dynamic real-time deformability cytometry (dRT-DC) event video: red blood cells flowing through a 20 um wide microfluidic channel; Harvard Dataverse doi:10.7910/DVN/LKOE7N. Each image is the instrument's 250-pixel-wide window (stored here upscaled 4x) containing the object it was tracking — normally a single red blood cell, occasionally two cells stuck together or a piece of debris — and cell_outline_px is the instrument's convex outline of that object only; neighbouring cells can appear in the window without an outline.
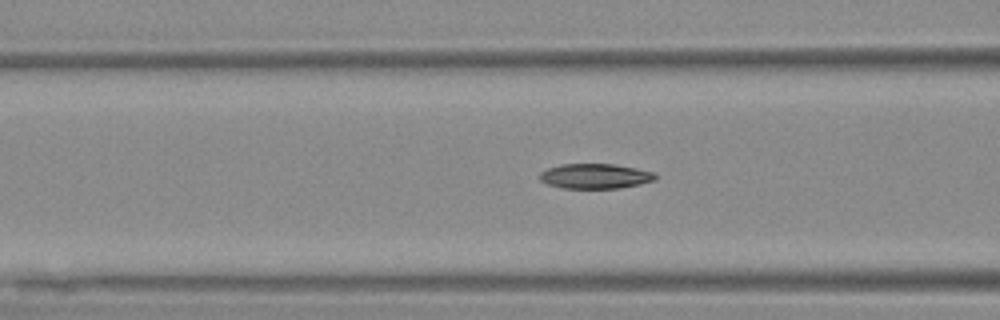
{"species": "Egyptian fruit bat (a non-hibernating species)", "species_latin": "Rousettus aegyptiacus", "temperature_condition": "warm", "stored_images_in_passage": 38, "camera_frame_rate_fps": 3000, "um_per_image_px": 0.085, "animal": {"sex": "female"}, "frame": {"image": 1, "passage_image": 15, "time_ms": 4.667, "image_size_px": [1000, 320], "cell_outline_px": [[656, 180], [640, 184], [620, 188], [560, 188], [548, 184], [540, 180], [540, 172], [548, 168], [560, 164], [616, 164], [636, 168], [652, 172], [656, 176]], "centroid_in_image_um": [50.58, 14.97], "position_along_channel_um": 116.0, "area_um2": 16.82}}
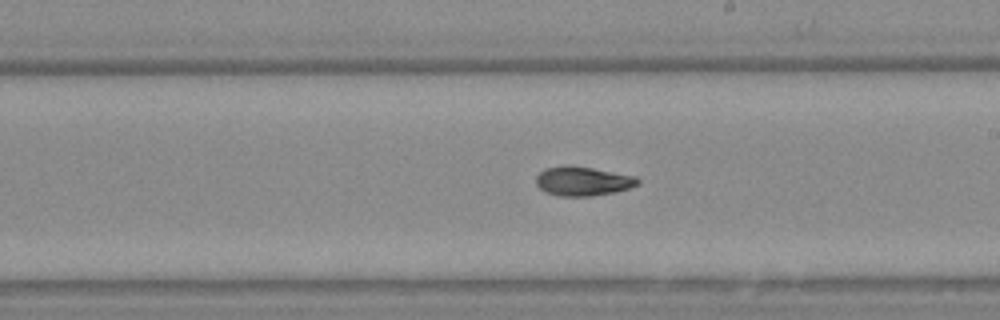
{"frame": {"image": 2, "passage_image": 25, "time_ms": 8.0, "image_size_px": [1000, 320], "cell_outline_px": [[640, 184], [616, 192], [592, 196], [560, 196], [544, 192], [536, 184], [536, 176], [544, 168], [564, 164], [572, 164], [636, 176], [640, 180]], "centroid_in_image_um": [49.52, 15.38], "position_along_channel_um": 239.5, "area_um2": 17.69}}
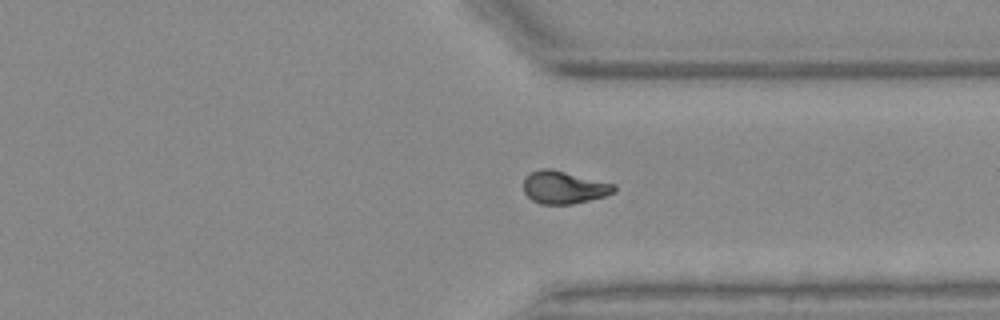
{"frame": {"image": 3, "passage_image": 35, "time_ms": 11.333, "image_size_px": [1000, 320], "cell_outline_px": [[616, 192], [604, 196], [572, 204], [540, 204], [532, 200], [524, 192], [524, 176], [528, 172], [540, 168], [552, 168], [616, 184]], "centroid_in_image_um": [47.92, 15.9], "position_along_channel_um": 363.5, "area_um2": 17.51}}